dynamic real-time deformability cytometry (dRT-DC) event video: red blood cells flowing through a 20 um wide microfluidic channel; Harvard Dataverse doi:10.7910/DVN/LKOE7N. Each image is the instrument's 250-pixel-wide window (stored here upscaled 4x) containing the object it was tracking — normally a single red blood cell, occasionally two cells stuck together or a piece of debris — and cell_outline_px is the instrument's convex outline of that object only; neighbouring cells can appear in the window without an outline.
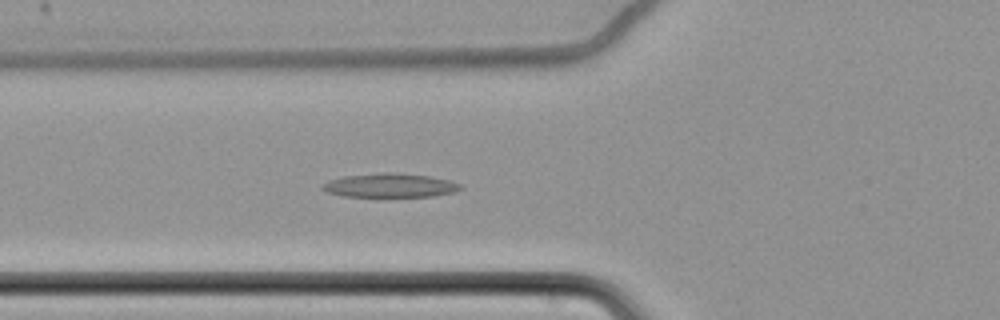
{"species": "common noctule bat (a hibernating species)", "species_latin": "Nyctalus noctula", "temperature_condition": "cold", "stored_images_in_passage": 50, "camera_frame_rate_fps": 3000, "um_per_image_px": 0.085, "animal": {"sex": "female", "body_mass_g": 22.7, "forearm_length_mm": 54.2}, "frame": {"image": 1, "passage_image": 13, "time_ms": 4.0, "image_size_px": [1000, 320], "cell_outline_px": [[464, 188], [452, 192], [432, 196], [344, 196], [324, 192], [320, 188], [328, 180], [344, 176], [384, 172], [392, 172], [428, 176], [448, 180], [464, 184]], "centroid_in_image_um": [33.14, 15.75], "position_along_channel_um": 92.7, "area_um2": 19.19}}
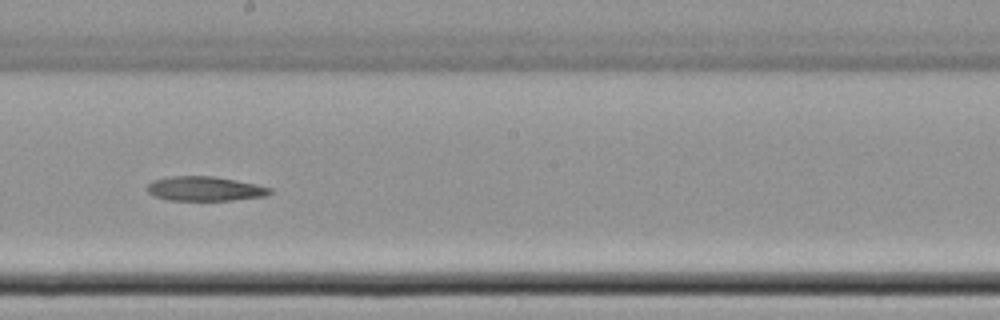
{"frame": {"image": 2, "passage_image": 25, "time_ms": 8.0, "image_size_px": [1000, 320], "cell_outline_px": [[272, 192], [264, 196], [232, 200], [168, 200], [152, 196], [148, 192], [148, 184], [152, 180], [168, 176], [212, 176], [236, 180], [256, 184], [272, 188]], "centroid_in_image_um": [17.38, 16.04], "position_along_channel_um": 230.8, "area_um2": 17.51}}
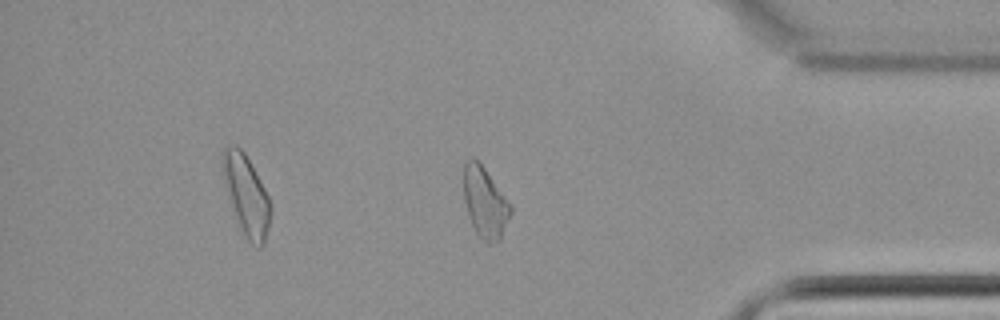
{"frame": {"image": 3, "passage_image": 41, "time_ms": 13.333, "image_size_px": [1000, 320], "cell_outline_px": [[512, 212], [500, 240], [488, 244], [476, 232], [468, 216], [464, 200], [464, 164], [472, 156], [484, 168], [512, 208]], "centroid_in_image_um": [41.21, 17.24], "position_along_channel_um": 394.0, "area_um2": 18.84}}